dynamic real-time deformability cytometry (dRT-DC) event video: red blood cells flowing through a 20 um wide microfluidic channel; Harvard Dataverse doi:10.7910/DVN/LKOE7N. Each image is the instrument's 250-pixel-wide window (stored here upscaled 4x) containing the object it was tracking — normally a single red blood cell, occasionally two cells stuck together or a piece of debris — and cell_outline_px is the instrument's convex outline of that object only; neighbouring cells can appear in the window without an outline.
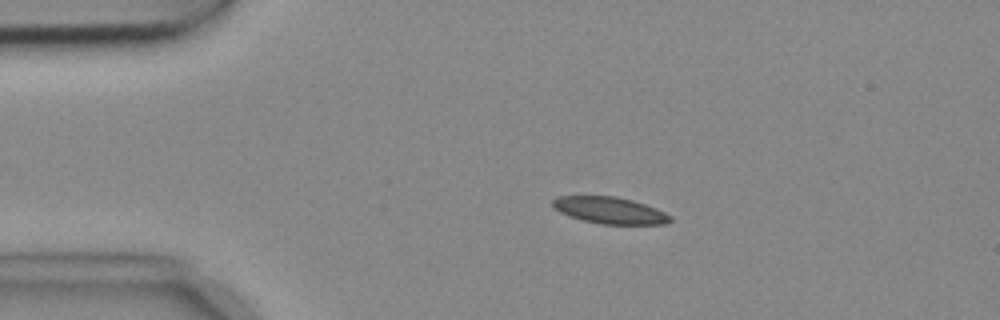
{"species": "common noctule bat (a hibernating species)", "species_latin": "Nyctalus noctula", "temperature_condition": "cold", "stored_images_in_passage": 6, "camera_frame_rate_fps": 3000, "um_per_image_px": 0.085, "animal": {"sex": "female", "body_mass_g": 18.4}, "frame": {"image": 1, "passage_image": 4, "time_ms": 1.0, "image_size_px": [1000, 320], "cell_outline_px": [[672, 220], [668, 224], [600, 224], [568, 216], [552, 208], [552, 200], [556, 196], [616, 196], [632, 200], [656, 208], [672, 216]], "centroid_in_image_um": [51.82, 17.88], "position_along_channel_um": 33.2, "area_um2": 18.38}}